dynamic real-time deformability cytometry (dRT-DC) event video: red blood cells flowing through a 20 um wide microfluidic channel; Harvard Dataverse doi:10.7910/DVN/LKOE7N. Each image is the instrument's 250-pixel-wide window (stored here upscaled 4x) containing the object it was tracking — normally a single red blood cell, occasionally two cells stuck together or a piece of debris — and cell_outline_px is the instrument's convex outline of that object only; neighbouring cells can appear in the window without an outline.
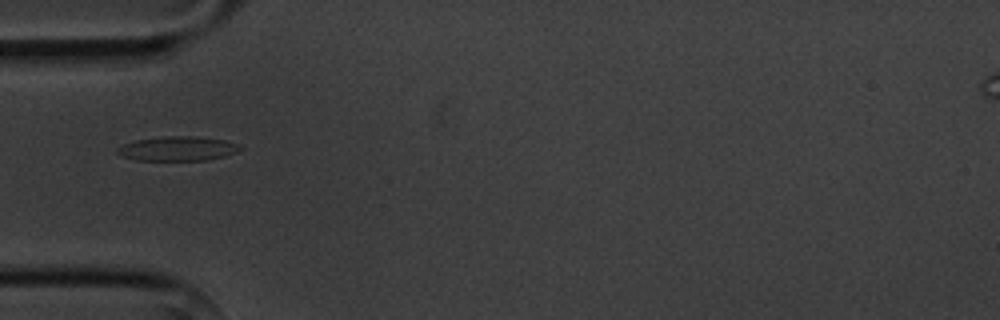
{"species": "common noctule bat (a hibernating species)", "species_latin": "Nyctalus noctula", "temperature_condition": "cold", "stored_images_in_passage": 2, "camera_frame_rate_fps": 3000, "um_per_image_px": 0.085, "animal": {"sex": "male", "body_mass_g": 20.1, "forearm_length_mm": 53.5}, "frame": {"image": 1, "passage_image": 1, "time_ms": 0.0, "image_size_px": [1000, 320], "cell_outline_px": [[244, 148], [236, 152], [224, 156], [204, 160], [136, 160], [120, 156], [116, 152], [116, 148], [124, 144], [136, 140], [164, 136], [196, 136], [224, 140], [236, 144]], "centroid_in_image_um": [15.06, 12.63], "position_along_channel_um": 69.9, "area_um2": 17.4}}
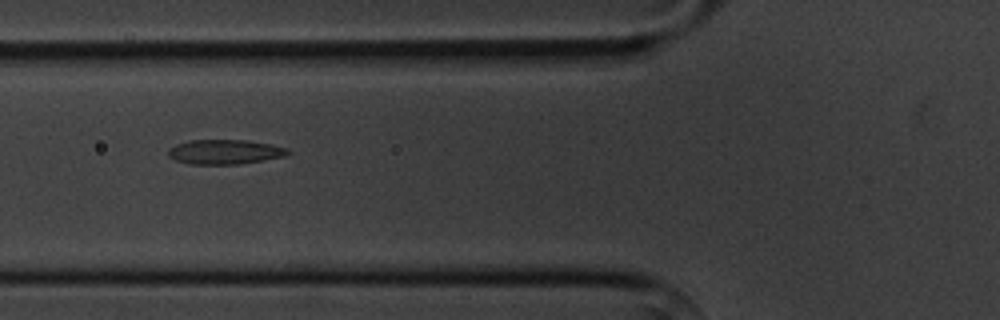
{"frame": {"image": 2, "passage_image": 2, "time_ms": 1.0, "image_size_px": [1000, 320], "cell_outline_px": [[292, 152], [284, 156], [240, 164], [188, 164], [176, 160], [168, 156], [168, 148], [176, 144], [188, 140], [248, 140], [272, 144], [288, 148]], "centroid_in_image_um": [19.11, 12.9], "position_along_channel_um": 106.7, "area_um2": 17.28}}